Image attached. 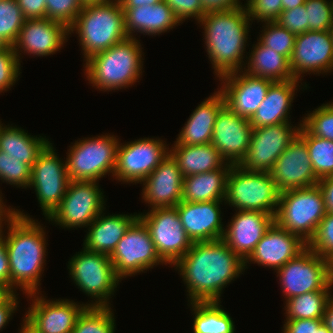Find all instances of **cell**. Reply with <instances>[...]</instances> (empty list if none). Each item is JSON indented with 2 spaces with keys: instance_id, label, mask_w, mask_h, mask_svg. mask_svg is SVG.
<instances>
[{
  "instance_id": "obj_1",
  "label": "cell",
  "mask_w": 333,
  "mask_h": 333,
  "mask_svg": "<svg viewBox=\"0 0 333 333\" xmlns=\"http://www.w3.org/2000/svg\"><path fill=\"white\" fill-rule=\"evenodd\" d=\"M174 267L187 285L188 302H221L223 288L245 270V262L219 239L193 242Z\"/></svg>"
},
{
  "instance_id": "obj_2",
  "label": "cell",
  "mask_w": 333,
  "mask_h": 333,
  "mask_svg": "<svg viewBox=\"0 0 333 333\" xmlns=\"http://www.w3.org/2000/svg\"><path fill=\"white\" fill-rule=\"evenodd\" d=\"M8 224L4 242L9 259L10 292L19 288L26 295L38 293L46 259V233L33 218L11 207L3 218Z\"/></svg>"
},
{
  "instance_id": "obj_3",
  "label": "cell",
  "mask_w": 333,
  "mask_h": 333,
  "mask_svg": "<svg viewBox=\"0 0 333 333\" xmlns=\"http://www.w3.org/2000/svg\"><path fill=\"white\" fill-rule=\"evenodd\" d=\"M250 22L244 6L206 13L198 22L203 27L206 51L217 77L243 71Z\"/></svg>"
},
{
  "instance_id": "obj_4",
  "label": "cell",
  "mask_w": 333,
  "mask_h": 333,
  "mask_svg": "<svg viewBox=\"0 0 333 333\" xmlns=\"http://www.w3.org/2000/svg\"><path fill=\"white\" fill-rule=\"evenodd\" d=\"M142 55L139 40L128 37L85 61L87 80L101 91L132 86L142 75Z\"/></svg>"
},
{
  "instance_id": "obj_5",
  "label": "cell",
  "mask_w": 333,
  "mask_h": 333,
  "mask_svg": "<svg viewBox=\"0 0 333 333\" xmlns=\"http://www.w3.org/2000/svg\"><path fill=\"white\" fill-rule=\"evenodd\" d=\"M73 31L79 35L84 61L126 40L125 14L119 0L84 5L69 27V34Z\"/></svg>"
},
{
  "instance_id": "obj_6",
  "label": "cell",
  "mask_w": 333,
  "mask_h": 333,
  "mask_svg": "<svg viewBox=\"0 0 333 333\" xmlns=\"http://www.w3.org/2000/svg\"><path fill=\"white\" fill-rule=\"evenodd\" d=\"M326 213L324 196L317 184L281 192L274 222L308 244Z\"/></svg>"
},
{
  "instance_id": "obj_7",
  "label": "cell",
  "mask_w": 333,
  "mask_h": 333,
  "mask_svg": "<svg viewBox=\"0 0 333 333\" xmlns=\"http://www.w3.org/2000/svg\"><path fill=\"white\" fill-rule=\"evenodd\" d=\"M280 193L270 172L247 171L232 165L227 175L224 203L237 208L236 212L259 211L275 217Z\"/></svg>"
},
{
  "instance_id": "obj_8",
  "label": "cell",
  "mask_w": 333,
  "mask_h": 333,
  "mask_svg": "<svg viewBox=\"0 0 333 333\" xmlns=\"http://www.w3.org/2000/svg\"><path fill=\"white\" fill-rule=\"evenodd\" d=\"M69 275L82 292L93 300L88 306L109 307L111 295L119 285L108 255L87 250L75 254L68 262Z\"/></svg>"
},
{
  "instance_id": "obj_9",
  "label": "cell",
  "mask_w": 333,
  "mask_h": 333,
  "mask_svg": "<svg viewBox=\"0 0 333 333\" xmlns=\"http://www.w3.org/2000/svg\"><path fill=\"white\" fill-rule=\"evenodd\" d=\"M119 140L109 134L75 141L67 152L66 167L70 180L99 181L114 173Z\"/></svg>"
},
{
  "instance_id": "obj_10",
  "label": "cell",
  "mask_w": 333,
  "mask_h": 333,
  "mask_svg": "<svg viewBox=\"0 0 333 333\" xmlns=\"http://www.w3.org/2000/svg\"><path fill=\"white\" fill-rule=\"evenodd\" d=\"M109 258L120 280L159 264L166 265L157 253L147 226L139 217L129 226Z\"/></svg>"
},
{
  "instance_id": "obj_11",
  "label": "cell",
  "mask_w": 333,
  "mask_h": 333,
  "mask_svg": "<svg viewBox=\"0 0 333 333\" xmlns=\"http://www.w3.org/2000/svg\"><path fill=\"white\" fill-rule=\"evenodd\" d=\"M97 181L71 180L59 206L47 218L63 228L88 227L106 209Z\"/></svg>"
},
{
  "instance_id": "obj_12",
  "label": "cell",
  "mask_w": 333,
  "mask_h": 333,
  "mask_svg": "<svg viewBox=\"0 0 333 333\" xmlns=\"http://www.w3.org/2000/svg\"><path fill=\"white\" fill-rule=\"evenodd\" d=\"M285 300L311 291L330 290L328 259L314 253L308 246L277 270Z\"/></svg>"
},
{
  "instance_id": "obj_13",
  "label": "cell",
  "mask_w": 333,
  "mask_h": 333,
  "mask_svg": "<svg viewBox=\"0 0 333 333\" xmlns=\"http://www.w3.org/2000/svg\"><path fill=\"white\" fill-rule=\"evenodd\" d=\"M66 161H62L49 143L31 167L29 188H34L46 219L63 199L70 183Z\"/></svg>"
},
{
  "instance_id": "obj_14",
  "label": "cell",
  "mask_w": 333,
  "mask_h": 333,
  "mask_svg": "<svg viewBox=\"0 0 333 333\" xmlns=\"http://www.w3.org/2000/svg\"><path fill=\"white\" fill-rule=\"evenodd\" d=\"M138 217L147 226L160 258L175 265L191 248L175 207L154 208Z\"/></svg>"
},
{
  "instance_id": "obj_15",
  "label": "cell",
  "mask_w": 333,
  "mask_h": 333,
  "mask_svg": "<svg viewBox=\"0 0 333 333\" xmlns=\"http://www.w3.org/2000/svg\"><path fill=\"white\" fill-rule=\"evenodd\" d=\"M166 145L160 138L149 137L124 145L119 142L113 177L123 183L141 184L170 154Z\"/></svg>"
},
{
  "instance_id": "obj_16",
  "label": "cell",
  "mask_w": 333,
  "mask_h": 333,
  "mask_svg": "<svg viewBox=\"0 0 333 333\" xmlns=\"http://www.w3.org/2000/svg\"><path fill=\"white\" fill-rule=\"evenodd\" d=\"M290 124L284 122L253 128L247 153L238 165L247 171L270 172L278 157L299 133L301 121L299 127Z\"/></svg>"
},
{
  "instance_id": "obj_17",
  "label": "cell",
  "mask_w": 333,
  "mask_h": 333,
  "mask_svg": "<svg viewBox=\"0 0 333 333\" xmlns=\"http://www.w3.org/2000/svg\"><path fill=\"white\" fill-rule=\"evenodd\" d=\"M289 63L294 79L298 80L307 72H332L333 42L330 32L306 31L297 34Z\"/></svg>"
},
{
  "instance_id": "obj_18",
  "label": "cell",
  "mask_w": 333,
  "mask_h": 333,
  "mask_svg": "<svg viewBox=\"0 0 333 333\" xmlns=\"http://www.w3.org/2000/svg\"><path fill=\"white\" fill-rule=\"evenodd\" d=\"M36 294L39 292L27 295L33 303L24 319L39 333H72L79 315L88 306L69 299L51 301Z\"/></svg>"
},
{
  "instance_id": "obj_19",
  "label": "cell",
  "mask_w": 333,
  "mask_h": 333,
  "mask_svg": "<svg viewBox=\"0 0 333 333\" xmlns=\"http://www.w3.org/2000/svg\"><path fill=\"white\" fill-rule=\"evenodd\" d=\"M252 130L249 118L237 115L225 104L216 116L211 144L226 162L238 165L247 153Z\"/></svg>"
},
{
  "instance_id": "obj_20",
  "label": "cell",
  "mask_w": 333,
  "mask_h": 333,
  "mask_svg": "<svg viewBox=\"0 0 333 333\" xmlns=\"http://www.w3.org/2000/svg\"><path fill=\"white\" fill-rule=\"evenodd\" d=\"M280 192L318 184L305 141L297 135L270 171Z\"/></svg>"
},
{
  "instance_id": "obj_21",
  "label": "cell",
  "mask_w": 333,
  "mask_h": 333,
  "mask_svg": "<svg viewBox=\"0 0 333 333\" xmlns=\"http://www.w3.org/2000/svg\"><path fill=\"white\" fill-rule=\"evenodd\" d=\"M69 28L48 18L25 19L16 42L12 45L19 62L21 55L33 54L34 56L53 55L66 43Z\"/></svg>"
},
{
  "instance_id": "obj_22",
  "label": "cell",
  "mask_w": 333,
  "mask_h": 333,
  "mask_svg": "<svg viewBox=\"0 0 333 333\" xmlns=\"http://www.w3.org/2000/svg\"><path fill=\"white\" fill-rule=\"evenodd\" d=\"M219 80L222 81L220 91L224 95L226 106L237 115L249 119L263 102L273 83L269 79L248 75L242 70L224 75Z\"/></svg>"
},
{
  "instance_id": "obj_23",
  "label": "cell",
  "mask_w": 333,
  "mask_h": 333,
  "mask_svg": "<svg viewBox=\"0 0 333 333\" xmlns=\"http://www.w3.org/2000/svg\"><path fill=\"white\" fill-rule=\"evenodd\" d=\"M222 202L181 201L175 206L186 235L192 243L223 239L225 228L221 218Z\"/></svg>"
},
{
  "instance_id": "obj_24",
  "label": "cell",
  "mask_w": 333,
  "mask_h": 333,
  "mask_svg": "<svg viewBox=\"0 0 333 333\" xmlns=\"http://www.w3.org/2000/svg\"><path fill=\"white\" fill-rule=\"evenodd\" d=\"M232 217L228 228H225L223 240L245 262L274 223V216L265 212L238 210Z\"/></svg>"
},
{
  "instance_id": "obj_25",
  "label": "cell",
  "mask_w": 333,
  "mask_h": 333,
  "mask_svg": "<svg viewBox=\"0 0 333 333\" xmlns=\"http://www.w3.org/2000/svg\"><path fill=\"white\" fill-rule=\"evenodd\" d=\"M142 183V199L151 209L175 207L181 202L183 176L171 154Z\"/></svg>"
},
{
  "instance_id": "obj_26",
  "label": "cell",
  "mask_w": 333,
  "mask_h": 333,
  "mask_svg": "<svg viewBox=\"0 0 333 333\" xmlns=\"http://www.w3.org/2000/svg\"><path fill=\"white\" fill-rule=\"evenodd\" d=\"M306 247L307 243L298 235L280 228L274 222L245 261V269L250 261V263H258L259 266L271 267L277 271Z\"/></svg>"
},
{
  "instance_id": "obj_27",
  "label": "cell",
  "mask_w": 333,
  "mask_h": 333,
  "mask_svg": "<svg viewBox=\"0 0 333 333\" xmlns=\"http://www.w3.org/2000/svg\"><path fill=\"white\" fill-rule=\"evenodd\" d=\"M224 105V95L220 90L215 91L194 109L174 143L177 145L211 143L216 116Z\"/></svg>"
},
{
  "instance_id": "obj_28",
  "label": "cell",
  "mask_w": 333,
  "mask_h": 333,
  "mask_svg": "<svg viewBox=\"0 0 333 333\" xmlns=\"http://www.w3.org/2000/svg\"><path fill=\"white\" fill-rule=\"evenodd\" d=\"M299 83L298 79L273 82L266 93L265 99L249 119L252 128L277 125L284 122L290 123L288 115Z\"/></svg>"
},
{
  "instance_id": "obj_29",
  "label": "cell",
  "mask_w": 333,
  "mask_h": 333,
  "mask_svg": "<svg viewBox=\"0 0 333 333\" xmlns=\"http://www.w3.org/2000/svg\"><path fill=\"white\" fill-rule=\"evenodd\" d=\"M122 10L125 14L126 33L130 38H134L135 32L155 36L180 25V21L163 0L155 5Z\"/></svg>"
},
{
  "instance_id": "obj_30",
  "label": "cell",
  "mask_w": 333,
  "mask_h": 333,
  "mask_svg": "<svg viewBox=\"0 0 333 333\" xmlns=\"http://www.w3.org/2000/svg\"><path fill=\"white\" fill-rule=\"evenodd\" d=\"M101 212L89 225L83 247L110 256L138 214H112Z\"/></svg>"
},
{
  "instance_id": "obj_31",
  "label": "cell",
  "mask_w": 333,
  "mask_h": 333,
  "mask_svg": "<svg viewBox=\"0 0 333 333\" xmlns=\"http://www.w3.org/2000/svg\"><path fill=\"white\" fill-rule=\"evenodd\" d=\"M231 163L214 171L183 177L182 199L184 202L224 201L227 175Z\"/></svg>"
},
{
  "instance_id": "obj_32",
  "label": "cell",
  "mask_w": 333,
  "mask_h": 333,
  "mask_svg": "<svg viewBox=\"0 0 333 333\" xmlns=\"http://www.w3.org/2000/svg\"><path fill=\"white\" fill-rule=\"evenodd\" d=\"M170 154L177 161L183 177L214 171L227 163L211 143L203 145L175 143L170 149Z\"/></svg>"
},
{
  "instance_id": "obj_33",
  "label": "cell",
  "mask_w": 333,
  "mask_h": 333,
  "mask_svg": "<svg viewBox=\"0 0 333 333\" xmlns=\"http://www.w3.org/2000/svg\"><path fill=\"white\" fill-rule=\"evenodd\" d=\"M252 49L248 63H245L243 68L248 75L269 79L273 82L295 80L289 60L284 55L264 46L259 40Z\"/></svg>"
},
{
  "instance_id": "obj_34",
  "label": "cell",
  "mask_w": 333,
  "mask_h": 333,
  "mask_svg": "<svg viewBox=\"0 0 333 333\" xmlns=\"http://www.w3.org/2000/svg\"><path fill=\"white\" fill-rule=\"evenodd\" d=\"M50 143L42 136H31L24 129L15 126H3L0 122V151L20 159L21 162L33 166L38 155Z\"/></svg>"
},
{
  "instance_id": "obj_35",
  "label": "cell",
  "mask_w": 333,
  "mask_h": 333,
  "mask_svg": "<svg viewBox=\"0 0 333 333\" xmlns=\"http://www.w3.org/2000/svg\"><path fill=\"white\" fill-rule=\"evenodd\" d=\"M221 302L190 303L194 311V333H235L234 322L220 305Z\"/></svg>"
},
{
  "instance_id": "obj_36",
  "label": "cell",
  "mask_w": 333,
  "mask_h": 333,
  "mask_svg": "<svg viewBox=\"0 0 333 333\" xmlns=\"http://www.w3.org/2000/svg\"><path fill=\"white\" fill-rule=\"evenodd\" d=\"M332 291H311L285 301L286 320L323 319L325 306Z\"/></svg>"
},
{
  "instance_id": "obj_37",
  "label": "cell",
  "mask_w": 333,
  "mask_h": 333,
  "mask_svg": "<svg viewBox=\"0 0 333 333\" xmlns=\"http://www.w3.org/2000/svg\"><path fill=\"white\" fill-rule=\"evenodd\" d=\"M298 135L305 141L313 170L317 178L323 179L333 175V140L311 135L300 125Z\"/></svg>"
},
{
  "instance_id": "obj_38",
  "label": "cell",
  "mask_w": 333,
  "mask_h": 333,
  "mask_svg": "<svg viewBox=\"0 0 333 333\" xmlns=\"http://www.w3.org/2000/svg\"><path fill=\"white\" fill-rule=\"evenodd\" d=\"M111 307L87 306L79 315L72 333H114L115 316Z\"/></svg>"
},
{
  "instance_id": "obj_39",
  "label": "cell",
  "mask_w": 333,
  "mask_h": 333,
  "mask_svg": "<svg viewBox=\"0 0 333 333\" xmlns=\"http://www.w3.org/2000/svg\"><path fill=\"white\" fill-rule=\"evenodd\" d=\"M25 18L16 0H0V38L12 46L19 35Z\"/></svg>"
},
{
  "instance_id": "obj_40",
  "label": "cell",
  "mask_w": 333,
  "mask_h": 333,
  "mask_svg": "<svg viewBox=\"0 0 333 333\" xmlns=\"http://www.w3.org/2000/svg\"><path fill=\"white\" fill-rule=\"evenodd\" d=\"M259 41L273 51L284 55L288 60L292 55L296 35L277 22H264Z\"/></svg>"
},
{
  "instance_id": "obj_41",
  "label": "cell",
  "mask_w": 333,
  "mask_h": 333,
  "mask_svg": "<svg viewBox=\"0 0 333 333\" xmlns=\"http://www.w3.org/2000/svg\"><path fill=\"white\" fill-rule=\"evenodd\" d=\"M306 115L302 119L301 125L311 135L333 140V102L322 104Z\"/></svg>"
},
{
  "instance_id": "obj_42",
  "label": "cell",
  "mask_w": 333,
  "mask_h": 333,
  "mask_svg": "<svg viewBox=\"0 0 333 333\" xmlns=\"http://www.w3.org/2000/svg\"><path fill=\"white\" fill-rule=\"evenodd\" d=\"M31 179V167L20 159H15L5 152L0 151V180L16 185L17 187L27 188Z\"/></svg>"
},
{
  "instance_id": "obj_43",
  "label": "cell",
  "mask_w": 333,
  "mask_h": 333,
  "mask_svg": "<svg viewBox=\"0 0 333 333\" xmlns=\"http://www.w3.org/2000/svg\"><path fill=\"white\" fill-rule=\"evenodd\" d=\"M308 31H329L333 24V0H306Z\"/></svg>"
},
{
  "instance_id": "obj_44",
  "label": "cell",
  "mask_w": 333,
  "mask_h": 333,
  "mask_svg": "<svg viewBox=\"0 0 333 333\" xmlns=\"http://www.w3.org/2000/svg\"><path fill=\"white\" fill-rule=\"evenodd\" d=\"M83 7L81 0H46V18L69 28Z\"/></svg>"
},
{
  "instance_id": "obj_45",
  "label": "cell",
  "mask_w": 333,
  "mask_h": 333,
  "mask_svg": "<svg viewBox=\"0 0 333 333\" xmlns=\"http://www.w3.org/2000/svg\"><path fill=\"white\" fill-rule=\"evenodd\" d=\"M307 246L326 259L333 254V213H326Z\"/></svg>"
},
{
  "instance_id": "obj_46",
  "label": "cell",
  "mask_w": 333,
  "mask_h": 333,
  "mask_svg": "<svg viewBox=\"0 0 333 333\" xmlns=\"http://www.w3.org/2000/svg\"><path fill=\"white\" fill-rule=\"evenodd\" d=\"M13 46L0 51V93L11 89L20 75L21 67Z\"/></svg>"
},
{
  "instance_id": "obj_47",
  "label": "cell",
  "mask_w": 333,
  "mask_h": 333,
  "mask_svg": "<svg viewBox=\"0 0 333 333\" xmlns=\"http://www.w3.org/2000/svg\"><path fill=\"white\" fill-rule=\"evenodd\" d=\"M244 7L250 20L276 21L282 12V0H246Z\"/></svg>"
},
{
  "instance_id": "obj_48",
  "label": "cell",
  "mask_w": 333,
  "mask_h": 333,
  "mask_svg": "<svg viewBox=\"0 0 333 333\" xmlns=\"http://www.w3.org/2000/svg\"><path fill=\"white\" fill-rule=\"evenodd\" d=\"M275 22L295 35L308 31V21L304 5L291 10H283Z\"/></svg>"
},
{
  "instance_id": "obj_49",
  "label": "cell",
  "mask_w": 333,
  "mask_h": 333,
  "mask_svg": "<svg viewBox=\"0 0 333 333\" xmlns=\"http://www.w3.org/2000/svg\"><path fill=\"white\" fill-rule=\"evenodd\" d=\"M173 11L175 17L182 24L188 18L200 21L204 16L203 6L200 0H163Z\"/></svg>"
},
{
  "instance_id": "obj_50",
  "label": "cell",
  "mask_w": 333,
  "mask_h": 333,
  "mask_svg": "<svg viewBox=\"0 0 333 333\" xmlns=\"http://www.w3.org/2000/svg\"><path fill=\"white\" fill-rule=\"evenodd\" d=\"M16 292H2L0 294V330L8 324L15 313L19 301ZM13 313V314H12Z\"/></svg>"
},
{
  "instance_id": "obj_51",
  "label": "cell",
  "mask_w": 333,
  "mask_h": 333,
  "mask_svg": "<svg viewBox=\"0 0 333 333\" xmlns=\"http://www.w3.org/2000/svg\"><path fill=\"white\" fill-rule=\"evenodd\" d=\"M3 219L0 224V289L3 292H10V270L9 259L3 237Z\"/></svg>"
},
{
  "instance_id": "obj_52",
  "label": "cell",
  "mask_w": 333,
  "mask_h": 333,
  "mask_svg": "<svg viewBox=\"0 0 333 333\" xmlns=\"http://www.w3.org/2000/svg\"><path fill=\"white\" fill-rule=\"evenodd\" d=\"M323 323V319H297L286 320L283 333H315V330Z\"/></svg>"
},
{
  "instance_id": "obj_53",
  "label": "cell",
  "mask_w": 333,
  "mask_h": 333,
  "mask_svg": "<svg viewBox=\"0 0 333 333\" xmlns=\"http://www.w3.org/2000/svg\"><path fill=\"white\" fill-rule=\"evenodd\" d=\"M25 19L46 18V0H16Z\"/></svg>"
},
{
  "instance_id": "obj_54",
  "label": "cell",
  "mask_w": 333,
  "mask_h": 333,
  "mask_svg": "<svg viewBox=\"0 0 333 333\" xmlns=\"http://www.w3.org/2000/svg\"><path fill=\"white\" fill-rule=\"evenodd\" d=\"M205 13L229 11L238 7H243L239 0H200Z\"/></svg>"
},
{
  "instance_id": "obj_55",
  "label": "cell",
  "mask_w": 333,
  "mask_h": 333,
  "mask_svg": "<svg viewBox=\"0 0 333 333\" xmlns=\"http://www.w3.org/2000/svg\"><path fill=\"white\" fill-rule=\"evenodd\" d=\"M318 186L322 190L327 213H333V175L320 179Z\"/></svg>"
},
{
  "instance_id": "obj_56",
  "label": "cell",
  "mask_w": 333,
  "mask_h": 333,
  "mask_svg": "<svg viewBox=\"0 0 333 333\" xmlns=\"http://www.w3.org/2000/svg\"><path fill=\"white\" fill-rule=\"evenodd\" d=\"M323 323L326 325L330 333H333V296H331L326 303Z\"/></svg>"
},
{
  "instance_id": "obj_57",
  "label": "cell",
  "mask_w": 333,
  "mask_h": 333,
  "mask_svg": "<svg viewBox=\"0 0 333 333\" xmlns=\"http://www.w3.org/2000/svg\"><path fill=\"white\" fill-rule=\"evenodd\" d=\"M162 0H119L122 8H134L138 6L145 5H155L161 2Z\"/></svg>"
},
{
  "instance_id": "obj_58",
  "label": "cell",
  "mask_w": 333,
  "mask_h": 333,
  "mask_svg": "<svg viewBox=\"0 0 333 333\" xmlns=\"http://www.w3.org/2000/svg\"><path fill=\"white\" fill-rule=\"evenodd\" d=\"M306 0H282V11L304 5Z\"/></svg>"
},
{
  "instance_id": "obj_59",
  "label": "cell",
  "mask_w": 333,
  "mask_h": 333,
  "mask_svg": "<svg viewBox=\"0 0 333 333\" xmlns=\"http://www.w3.org/2000/svg\"><path fill=\"white\" fill-rule=\"evenodd\" d=\"M19 333H39L33 326H31L25 319H23V324L21 325Z\"/></svg>"
},
{
  "instance_id": "obj_60",
  "label": "cell",
  "mask_w": 333,
  "mask_h": 333,
  "mask_svg": "<svg viewBox=\"0 0 333 333\" xmlns=\"http://www.w3.org/2000/svg\"><path fill=\"white\" fill-rule=\"evenodd\" d=\"M2 199H3L2 195L0 194V224H1L2 219L11 211L10 207H7L6 205H4Z\"/></svg>"
},
{
  "instance_id": "obj_61",
  "label": "cell",
  "mask_w": 333,
  "mask_h": 333,
  "mask_svg": "<svg viewBox=\"0 0 333 333\" xmlns=\"http://www.w3.org/2000/svg\"><path fill=\"white\" fill-rule=\"evenodd\" d=\"M329 274L331 282L333 283V254L328 258Z\"/></svg>"
},
{
  "instance_id": "obj_62",
  "label": "cell",
  "mask_w": 333,
  "mask_h": 333,
  "mask_svg": "<svg viewBox=\"0 0 333 333\" xmlns=\"http://www.w3.org/2000/svg\"><path fill=\"white\" fill-rule=\"evenodd\" d=\"M109 1H112V0H81L83 5L96 4V3H105V2H109Z\"/></svg>"
},
{
  "instance_id": "obj_63",
  "label": "cell",
  "mask_w": 333,
  "mask_h": 333,
  "mask_svg": "<svg viewBox=\"0 0 333 333\" xmlns=\"http://www.w3.org/2000/svg\"><path fill=\"white\" fill-rule=\"evenodd\" d=\"M315 333H330V331L327 329L326 325L322 323L316 330Z\"/></svg>"
},
{
  "instance_id": "obj_64",
  "label": "cell",
  "mask_w": 333,
  "mask_h": 333,
  "mask_svg": "<svg viewBox=\"0 0 333 333\" xmlns=\"http://www.w3.org/2000/svg\"><path fill=\"white\" fill-rule=\"evenodd\" d=\"M8 45L0 38V51L5 49Z\"/></svg>"
},
{
  "instance_id": "obj_65",
  "label": "cell",
  "mask_w": 333,
  "mask_h": 333,
  "mask_svg": "<svg viewBox=\"0 0 333 333\" xmlns=\"http://www.w3.org/2000/svg\"><path fill=\"white\" fill-rule=\"evenodd\" d=\"M329 32H330V36H331V39H332V42H333V24H332V26L329 28Z\"/></svg>"
}]
</instances>
